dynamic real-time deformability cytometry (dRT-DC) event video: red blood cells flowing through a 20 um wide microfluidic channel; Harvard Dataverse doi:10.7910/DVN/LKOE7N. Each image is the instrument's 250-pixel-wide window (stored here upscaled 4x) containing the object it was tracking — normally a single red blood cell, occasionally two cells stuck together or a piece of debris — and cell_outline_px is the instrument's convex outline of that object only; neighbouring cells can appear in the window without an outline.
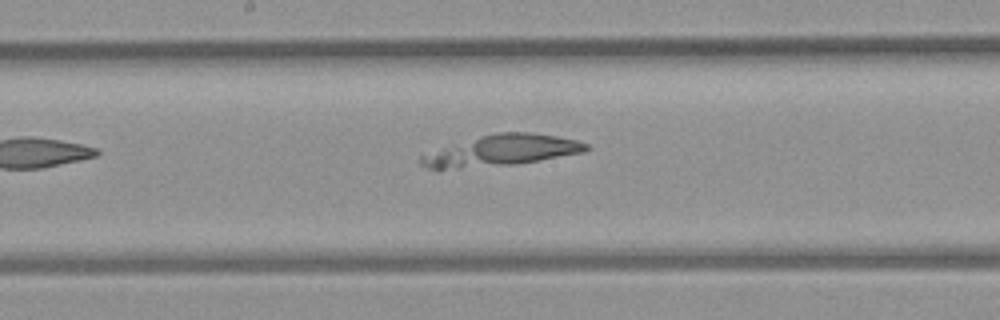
{"species": "common noctule bat (a hibernating species)", "species_latin": "Nyctalus noctula", "temperature_condition": "room temperature", "stored_images_in_passage": 10, "camera_frame_rate_fps": 3000, "um_per_image_px": 0.085, "animal": {"sex": "female", "body_mass_g": 21.9}, "frame": {"image": 1, "passage_image": 10, "time_ms": 11.0, "image_size_px": [1000, 320], "cell_outline_px": [[592, 148], [584, 152], [516, 164], [440, 172], [428, 168], [420, 164], [420, 156], [480, 136], [496, 132], [528, 132], [556, 136], [576, 140], [588, 144]], "centroid_in_image_um": [42.59, 12.84], "position_along_channel_um": 205.6, "area_um2": 30.0}}